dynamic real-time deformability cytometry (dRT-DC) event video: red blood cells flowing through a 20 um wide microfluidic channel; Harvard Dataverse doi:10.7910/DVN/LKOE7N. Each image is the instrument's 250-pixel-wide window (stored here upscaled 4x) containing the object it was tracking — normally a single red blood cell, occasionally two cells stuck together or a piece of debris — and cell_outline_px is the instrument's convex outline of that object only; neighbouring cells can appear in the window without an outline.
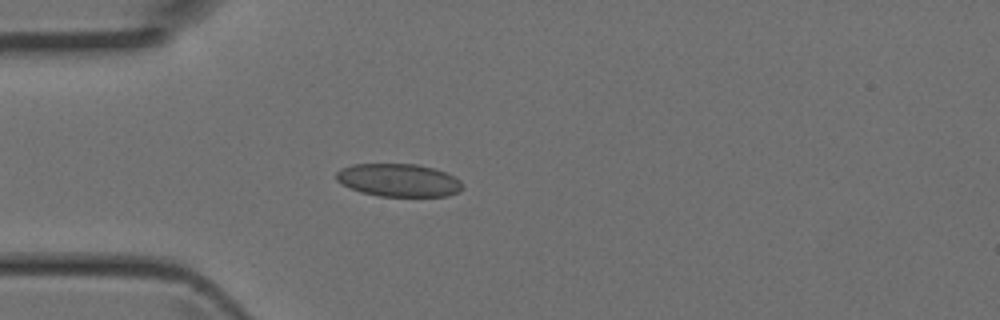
{"species": "Egyptian fruit bat (a non-hibernating species)", "species_latin": "Rousettus aegyptiacus", "temperature_condition": "room temperature", "stored_images_in_passage": 2, "camera_frame_rate_fps": 3000, "um_per_image_px": 0.085, "animal": {"sex": "female"}, "frame": {"image": 1, "passage_image": 2, "time_ms": 0.333, "image_size_px": [1000, 320], "cell_outline_px": [[464, 188], [460, 192], [448, 196], [380, 196], [360, 192], [340, 184], [336, 180], [336, 172], [340, 168], [352, 164], [416, 164], [432, 168], [444, 172], [460, 180], [464, 184]], "centroid_in_image_um": [33.87, 15.32], "position_along_channel_um": 51.1, "area_um2": 24.39}}